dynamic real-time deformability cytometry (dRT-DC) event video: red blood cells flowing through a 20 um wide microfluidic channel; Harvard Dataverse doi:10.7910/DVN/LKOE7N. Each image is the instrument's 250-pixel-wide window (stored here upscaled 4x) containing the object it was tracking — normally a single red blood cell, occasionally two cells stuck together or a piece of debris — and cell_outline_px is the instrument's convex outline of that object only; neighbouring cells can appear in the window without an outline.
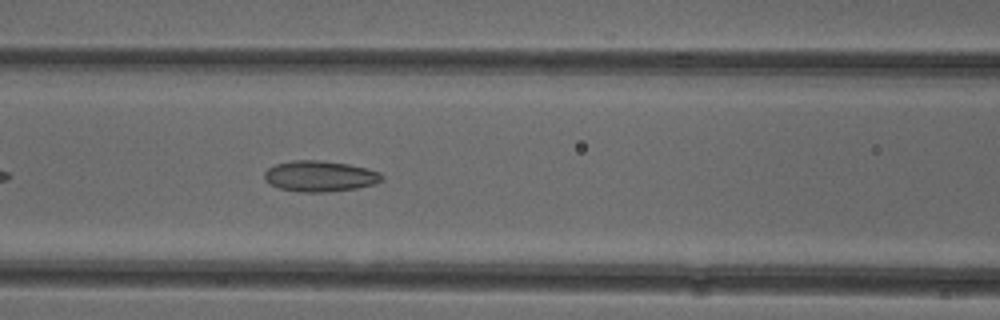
{"species": "common noctule bat (a hibernating species)", "species_latin": "Nyctalus noctula", "temperature_condition": "cold", "stored_images_in_passage": 24, "camera_frame_rate_fps": 3000, "um_per_image_px": 0.085, "animal": {"sex": "female"}, "frame": {"image": 1, "passage_image": 9, "time_ms": 2.667, "image_size_px": [1000, 320], "cell_outline_px": [[384, 180], [376, 184], [356, 188], [328, 192], [300, 192], [280, 188], [264, 180], [264, 172], [268, 168], [276, 164], [292, 160], [320, 160], [348, 164], [380, 172], [384, 176]], "centroid_in_image_um": [27.21, 14.97], "position_along_channel_um": 139.4, "area_um2": 21.15}}
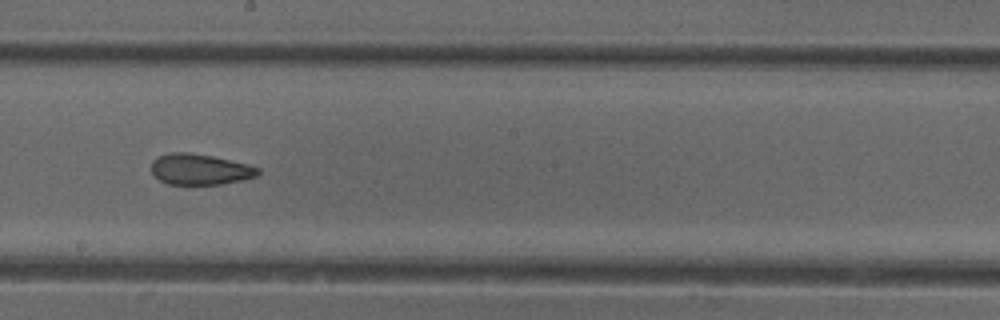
{"frame": {"image": 2, "passage_image": 16, "time_ms": 5.0, "image_size_px": [1000, 320], "cell_outline_px": [[260, 172], [256, 176], [244, 180], [220, 184], [168, 184], [160, 180], [152, 172], [152, 160], [168, 152], [188, 152], [212, 156], [248, 164], [260, 168]], "centroid_in_image_um": [17.01, 14.39], "position_along_channel_um": 231.2, "area_um2": 19.13}}
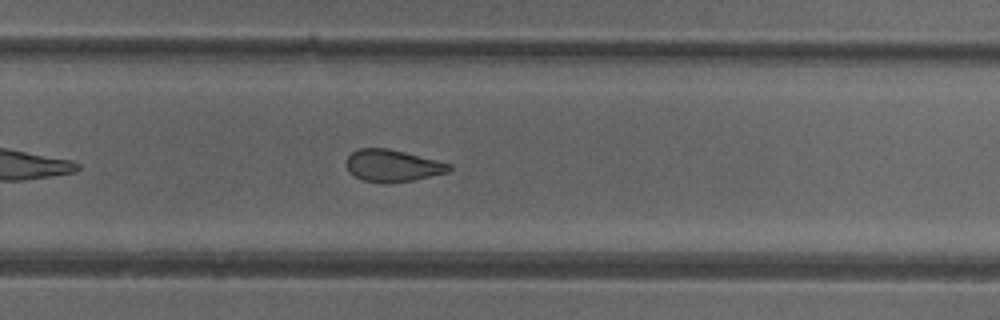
{"frame": {"image": 3, "passage_image": 21, "time_ms": 6.667, "image_size_px": [1000, 320], "cell_outline_px": [[452, 168], [448, 172], [412, 180], [384, 184], [364, 180], [348, 172], [348, 156], [352, 152], [360, 148], [388, 148], [452, 164]], "centroid_in_image_um": [33.38, 14.08], "position_along_channel_um": 296.4, "area_um2": 18.96}}